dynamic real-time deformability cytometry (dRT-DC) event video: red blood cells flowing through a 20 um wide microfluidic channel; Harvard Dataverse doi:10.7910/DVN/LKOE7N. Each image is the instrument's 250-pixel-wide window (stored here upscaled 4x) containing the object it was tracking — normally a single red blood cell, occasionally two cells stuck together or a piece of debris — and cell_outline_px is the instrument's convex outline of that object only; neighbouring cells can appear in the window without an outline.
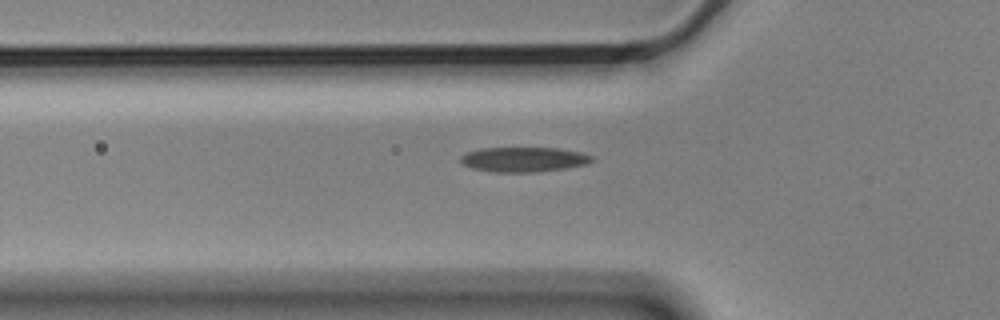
{"species": "Egyptian fruit bat (a non-hibernating species)", "species_latin": "Rousettus aegyptiacus", "temperature_condition": "cold", "stored_images_in_passage": 5, "camera_frame_rate_fps": 3000, "um_per_image_px": 0.085, "animal": {"sex": "male"}, "frame": {"image": 1, "passage_image": 4, "time_ms": 1.0, "image_size_px": [1000, 320], "cell_outline_px": [[596, 160], [588, 164], [568, 168], [536, 172], [496, 172], [472, 168], [464, 164], [460, 160], [460, 156], [468, 152], [480, 148], [556, 148], [580, 152], [592, 156]], "centroid_in_image_um": [44.56, 13.55], "position_along_channel_um": 81.2, "area_um2": 19.02}}
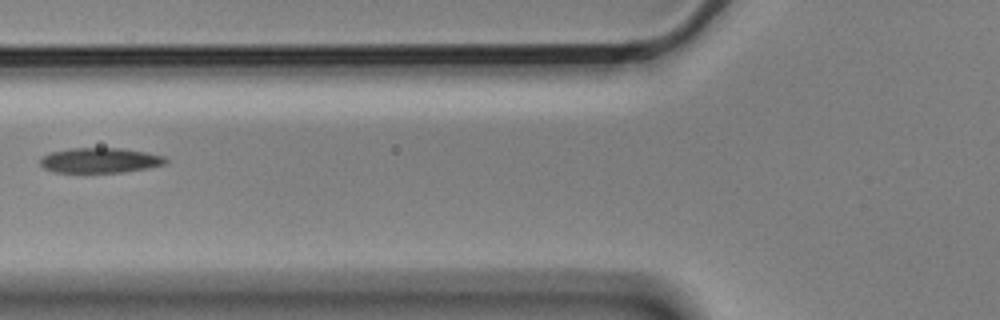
{"frame": {"image": 2, "passage_image": 5, "time_ms": 1.333, "image_size_px": [1000, 320], "cell_outline_px": [[168, 164], [148, 168], [120, 172], [56, 172], [44, 168], [40, 164], [40, 156], [52, 152], [72, 148], [120, 148], [144, 152], [164, 156], [168, 160]], "centroid_in_image_um": [8.51, 13.63], "position_along_channel_um": 117.3, "area_um2": 18.26}}